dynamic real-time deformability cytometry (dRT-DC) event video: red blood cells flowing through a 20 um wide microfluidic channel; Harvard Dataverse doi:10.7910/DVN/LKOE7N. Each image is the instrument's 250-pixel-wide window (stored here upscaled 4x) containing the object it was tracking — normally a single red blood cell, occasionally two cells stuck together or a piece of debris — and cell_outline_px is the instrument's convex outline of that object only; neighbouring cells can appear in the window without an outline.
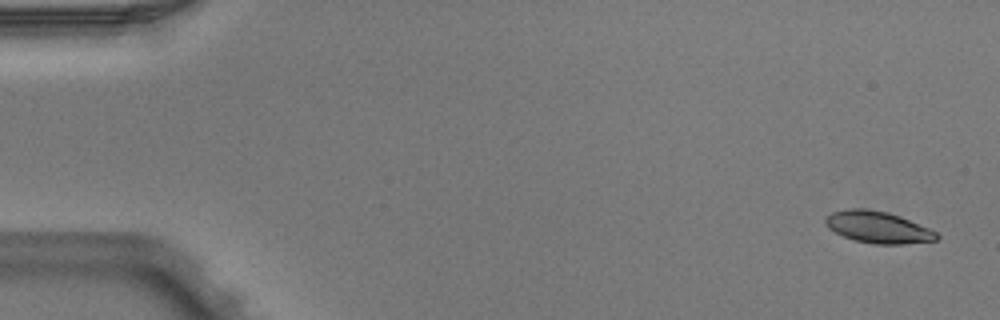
{"species": "Egyptian fruit bat (a non-hibernating species)", "species_latin": "Rousettus aegyptiacus", "temperature_condition": "warm", "stored_images_in_passage": 6, "camera_frame_rate_fps": 3000, "um_per_image_px": 0.085, "animal": {"sex": "male"}, "frame": {"image": 1, "passage_image": 1, "time_ms": 0.0, "image_size_px": [1000, 320], "cell_outline_px": [[940, 236], [936, 240], [904, 244], [876, 244], [856, 240], [844, 236], [828, 228], [824, 224], [824, 220], [832, 212], [848, 208], [868, 208], [888, 212], [900, 216], [928, 228], [936, 232]], "centroid_in_image_um": [74.61, 19.3], "position_along_channel_um": 10.4, "area_um2": 20.46}}